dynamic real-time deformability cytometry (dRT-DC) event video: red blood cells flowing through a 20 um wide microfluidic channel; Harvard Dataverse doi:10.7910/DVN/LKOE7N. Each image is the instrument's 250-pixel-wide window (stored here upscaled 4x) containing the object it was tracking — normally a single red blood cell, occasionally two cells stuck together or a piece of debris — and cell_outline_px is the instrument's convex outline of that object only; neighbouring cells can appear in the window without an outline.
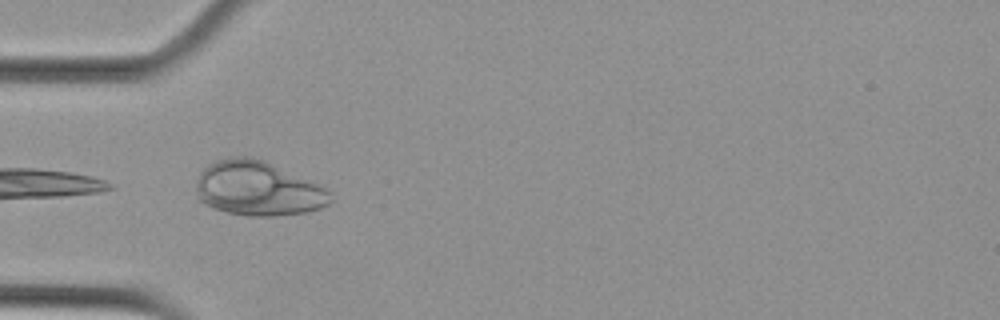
{"species": "Egyptian fruit bat (a non-hibernating species)", "species_latin": "Rousettus aegyptiacus", "temperature_condition": "cold", "stored_images_in_passage": 3, "camera_frame_rate_fps": 3000, "um_per_image_px": 0.085, "animal": {"sex": "female"}, "frame": {"image": 1, "passage_image": 2, "time_ms": 0.333, "image_size_px": [1000, 320], "cell_outline_px": [[332, 200], [328, 204], [320, 208], [308, 212], [272, 216], [248, 216], [228, 212], [204, 204], [196, 196], [196, 180], [200, 172], [208, 164], [216, 160], [228, 156], [252, 156], [264, 160], [328, 188], [332, 192]], "centroid_in_image_um": [21.93, 16.01], "position_along_channel_um": 63.1, "area_um2": 43.06}}
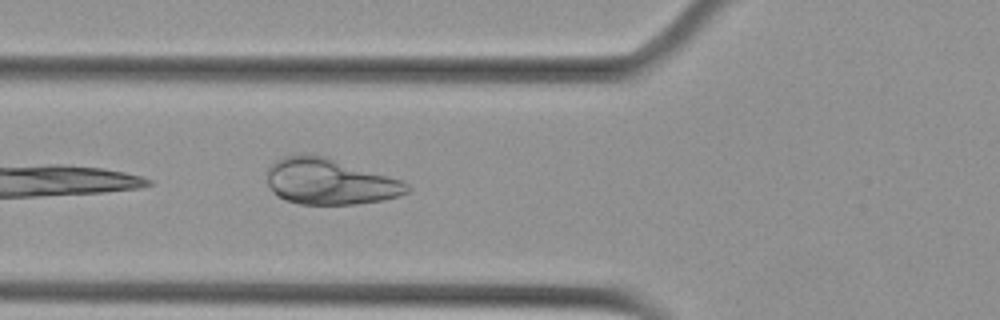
{"frame": {"image": 2, "passage_image": 3, "time_ms": 0.667, "image_size_px": [1000, 320], "cell_outline_px": [[412, 188], [408, 192], [400, 196], [384, 200], [356, 204], [300, 204], [284, 200], [272, 192], [268, 184], [268, 168], [276, 160], [284, 156], [300, 152], [304, 152], [324, 156], [400, 180], [408, 184]], "centroid_in_image_um": [28.0, 15.43], "position_along_channel_um": 97.8, "area_um2": 37.57}}